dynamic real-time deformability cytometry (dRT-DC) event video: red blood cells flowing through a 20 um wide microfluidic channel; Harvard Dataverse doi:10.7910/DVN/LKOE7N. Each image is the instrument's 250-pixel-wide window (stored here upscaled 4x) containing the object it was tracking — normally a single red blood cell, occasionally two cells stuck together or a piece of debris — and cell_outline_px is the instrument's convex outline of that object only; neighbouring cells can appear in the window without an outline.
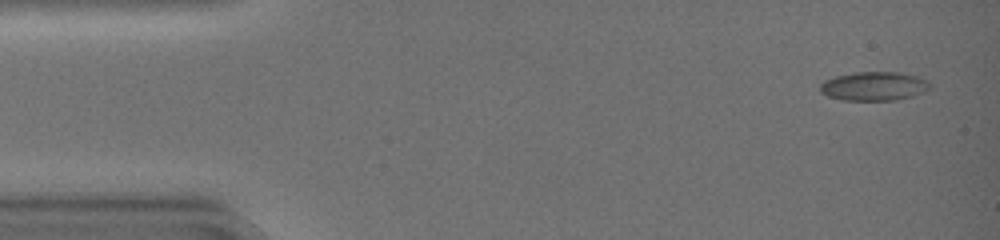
{"species": "common noctule bat (a hibernating species)", "species_latin": "Nyctalus noctula", "temperature_condition": "warm", "stored_images_in_passage": 43, "camera_frame_rate_fps": 3000, "um_per_image_px": 0.085, "animal": {"sex": "female", "body_mass_g": 19.0, "forearm_length_mm": 51.5}, "frame": {"image": 1, "passage_image": 1, "time_ms": 0.0, "image_size_px": [1000, 240], "cell_outline_px": [[928, 88], [924, 92], [912, 96], [896, 100], [844, 100], [828, 96], [820, 92], [820, 84], [824, 80], [836, 76], [856, 72], [900, 72], [916, 76], [928, 80]], "centroid_in_image_um": [74.27, 7.32], "position_along_channel_um": 10.7, "area_um2": 18.38}}
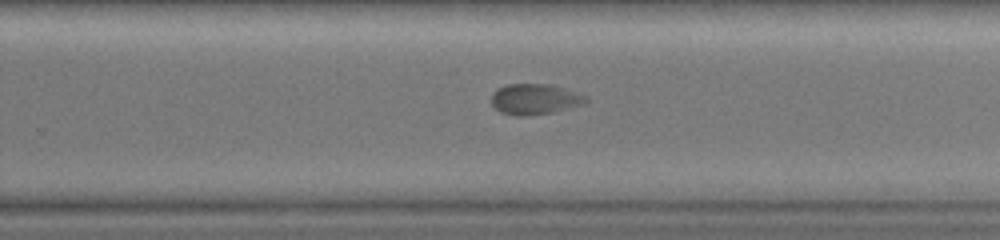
{"frame": {"image": 2, "passage_image": 28, "time_ms": 9.0, "image_size_px": [1000, 240], "cell_outline_px": [[588, 100], [584, 104], [552, 112], [524, 116], [516, 116], [500, 112], [492, 104], [492, 92], [496, 88], [508, 84], [548, 84], [564, 88], [588, 96]], "centroid_in_image_um": [45.45, 8.42], "position_along_channel_um": 284.4, "area_um2": 16.88}}
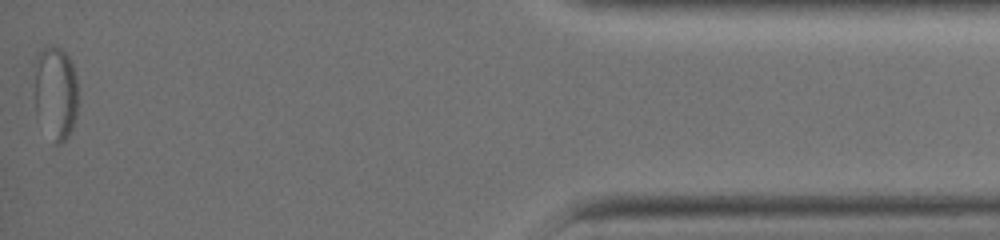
{"frame": {"image": 3, "passage_image": 43, "time_ms": 14.0, "image_size_px": [1000, 240], "cell_outline_px": [[76, 116], [72, 128], [68, 136], [60, 144], [56, 144], [36, 116], [36, 56], [44, 44], [56, 44], [68, 56], [72, 64], [76, 76]], "centroid_in_image_um": [4.72, 7.82], "position_along_channel_um": 430.5, "area_um2": 23.58}}